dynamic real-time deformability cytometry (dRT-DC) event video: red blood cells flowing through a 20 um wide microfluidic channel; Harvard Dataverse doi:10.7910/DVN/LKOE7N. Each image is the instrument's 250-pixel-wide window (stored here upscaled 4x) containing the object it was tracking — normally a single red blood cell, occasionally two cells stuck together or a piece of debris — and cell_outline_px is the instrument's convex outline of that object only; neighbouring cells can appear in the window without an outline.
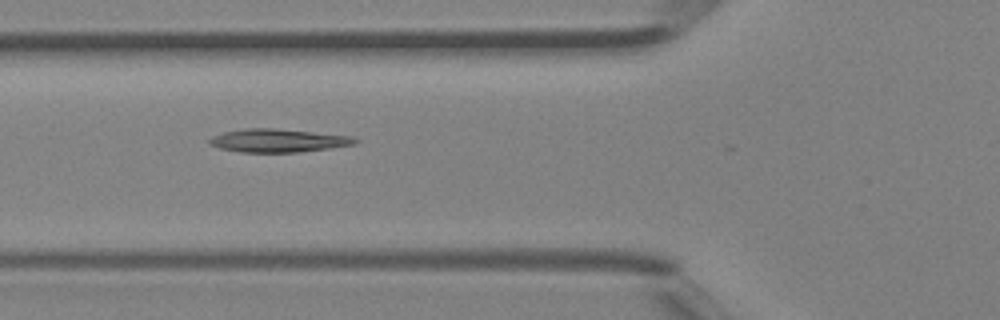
{"species": "Egyptian fruit bat (a non-hibernating species)", "species_latin": "Rousettus aegyptiacus", "temperature_condition": "room temperature", "stored_images_in_passage": 6, "camera_frame_rate_fps": 3000, "um_per_image_px": 0.085, "animal": {"sex": "female"}, "frame": {"image": 1, "passage_image": 5, "time_ms": 1.333, "image_size_px": [1000, 320], "cell_outline_px": [[360, 140], [356, 144], [328, 148], [296, 152], [240, 152], [220, 148], [208, 144], [208, 140], [212, 136], [224, 132], [244, 128], [272, 128], [352, 136]], "centroid_in_image_um": [23.61, 11.94], "position_along_channel_um": 102.2, "area_um2": 19.59}}
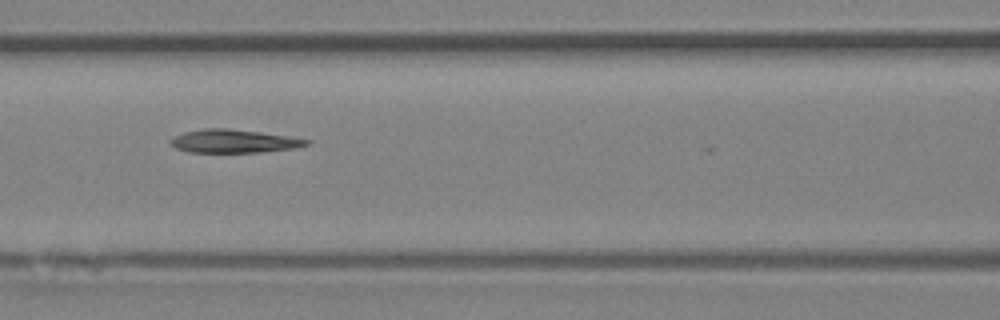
{"frame": {"image": 2, "passage_image": 6, "time_ms": 1.667, "image_size_px": [1000, 320], "cell_outline_px": [[312, 140], [308, 144], [296, 148], [260, 152], [188, 152], [176, 148], [168, 144], [168, 140], [184, 132], [204, 128], [228, 128], [292, 136]], "centroid_in_image_um": [19.88, 11.99], "position_along_channel_um": 146.7, "area_um2": 18.61}}